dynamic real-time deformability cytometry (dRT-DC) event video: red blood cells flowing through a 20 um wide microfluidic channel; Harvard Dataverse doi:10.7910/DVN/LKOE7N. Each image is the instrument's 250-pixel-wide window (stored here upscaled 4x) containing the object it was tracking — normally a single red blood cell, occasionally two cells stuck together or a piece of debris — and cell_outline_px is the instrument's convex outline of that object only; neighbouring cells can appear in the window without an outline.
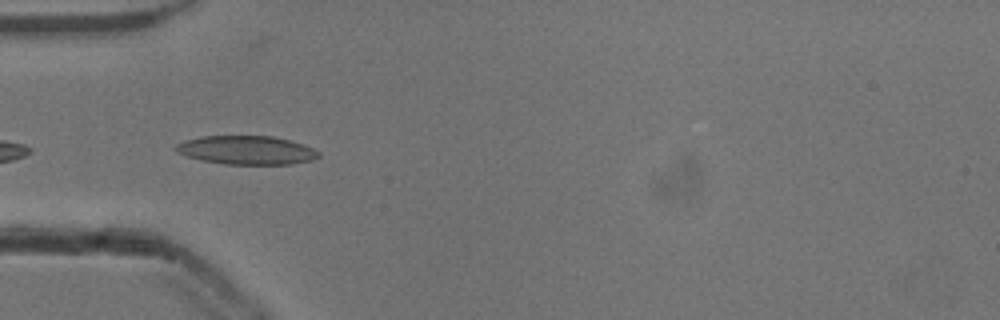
{"species": "common noctule bat (a hibernating species)", "species_latin": "Nyctalus noctula", "temperature_condition": "cold", "stored_images_in_passage": 12, "camera_frame_rate_fps": 3000, "um_per_image_px": 0.085, "animal": {"sex": "male", "body_mass_g": 13.3}, "frame": {"image": 1, "passage_image": 2, "time_ms": 0.333, "image_size_px": [1000, 320], "cell_outline_px": [[320, 156], [312, 160], [292, 164], [224, 164], [204, 160], [188, 156], [176, 152], [172, 148], [176, 144], [184, 140], [200, 136], [272, 136], [288, 140], [312, 148], [320, 152]], "centroid_in_image_um": [20.92, 12.76], "position_along_channel_um": 64.1, "area_um2": 23.76}}
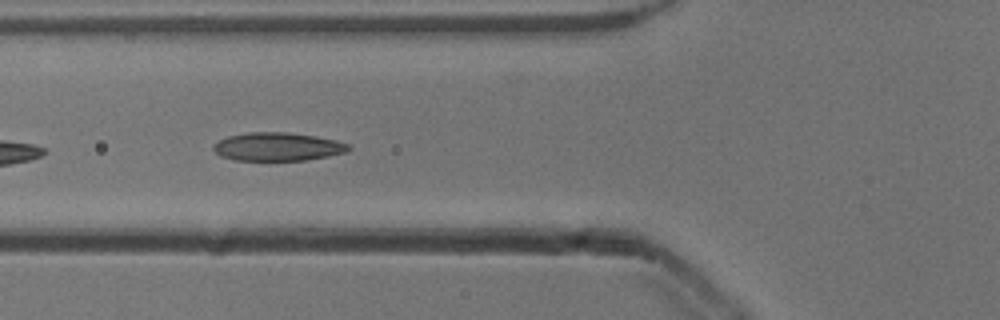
{"frame": {"image": 2, "passage_image": 5, "time_ms": 1.333, "image_size_px": [1000, 320], "cell_outline_px": [[352, 148], [348, 152], [308, 160], [236, 160], [220, 156], [212, 148], [212, 144], [228, 136], [248, 132], [284, 132], [316, 136], [336, 140], [348, 144]], "centroid_in_image_um": [23.61, 12.47], "position_along_channel_um": 102.2, "area_um2": 22.37}}